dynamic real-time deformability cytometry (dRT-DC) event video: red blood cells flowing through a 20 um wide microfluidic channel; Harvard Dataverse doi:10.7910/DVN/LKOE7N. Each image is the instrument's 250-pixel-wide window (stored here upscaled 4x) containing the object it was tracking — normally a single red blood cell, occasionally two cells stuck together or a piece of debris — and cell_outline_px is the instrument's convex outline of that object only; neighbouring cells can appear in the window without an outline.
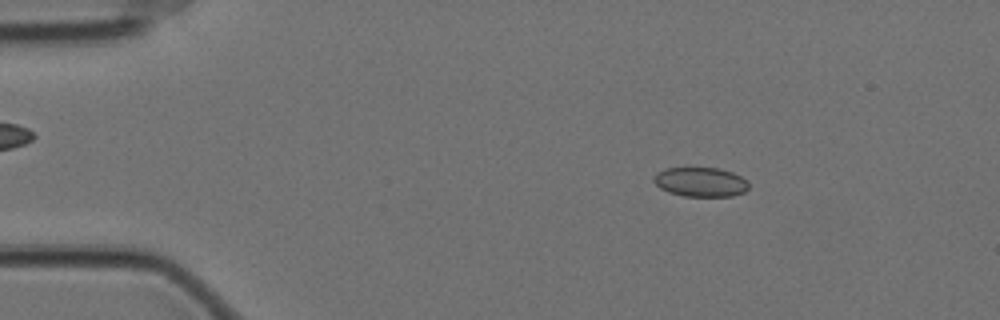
{"species": "Egyptian fruit bat (a non-hibernating species)", "species_latin": "Rousettus aegyptiacus", "temperature_condition": "cold", "stored_images_in_passage": 58, "camera_frame_rate_fps": 3000, "um_per_image_px": 0.085, "animal": {"sex": "female"}, "frame": {"image": 1, "passage_image": 9, "time_ms": 2.667, "image_size_px": [1000, 320], "cell_outline_px": [[748, 188], [744, 192], [732, 196], [684, 196], [668, 192], [660, 188], [652, 180], [652, 176], [656, 172], [664, 168], [720, 168], [732, 172], [748, 180]], "centroid_in_image_um": [59.52, 15.46], "position_along_channel_um": 25.5, "area_um2": 16.42}}
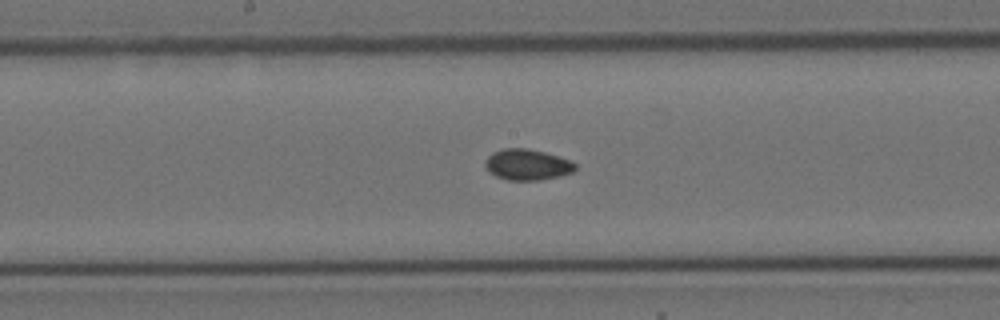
{"frame": {"image": 2, "passage_image": 30, "time_ms": 9.667, "image_size_px": [1000, 320], "cell_outline_px": [[576, 168], [572, 172], [560, 176], [540, 180], [508, 180], [496, 176], [488, 172], [484, 164], [484, 160], [492, 152], [504, 148], [528, 148], [544, 152], [568, 160], [576, 164]], "centroid_in_image_um": [44.77, 13.99], "position_along_channel_um": 203.4, "area_um2": 16.24}}
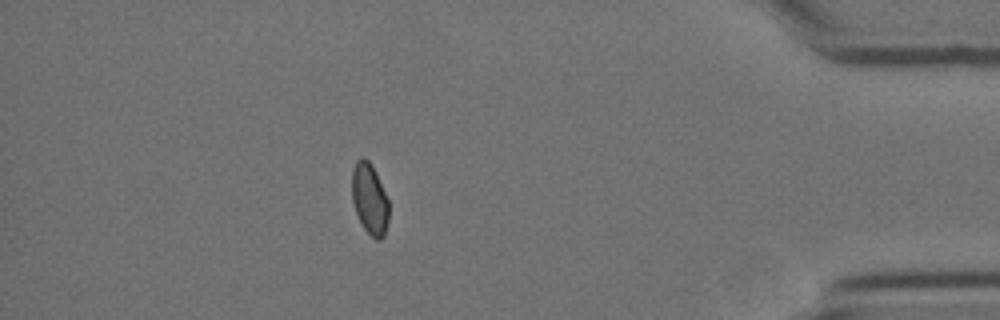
{"frame": {"image": 3, "passage_image": 51, "time_ms": 16.667, "image_size_px": [1000, 320], "cell_outline_px": [[388, 220], [384, 236], [380, 240], [376, 240], [364, 228], [356, 212], [352, 200], [352, 168], [356, 160], [360, 156], [364, 156], [372, 164], [376, 172], [388, 200]], "centroid_in_image_um": [31.41, 16.86], "position_along_channel_um": 403.8, "area_um2": 15.32}, "authors_computed_cell_mechanics": {"area_um2": 16.0684, "velocity_mm_per_s": 3.5068, "shape_relaxation_time_tau1_ms": null, "shape_relaxation_time_tau2_ms": 3.5896, "deformation_change_tau1": null, "deformation_change_tau2": 0.0646}}